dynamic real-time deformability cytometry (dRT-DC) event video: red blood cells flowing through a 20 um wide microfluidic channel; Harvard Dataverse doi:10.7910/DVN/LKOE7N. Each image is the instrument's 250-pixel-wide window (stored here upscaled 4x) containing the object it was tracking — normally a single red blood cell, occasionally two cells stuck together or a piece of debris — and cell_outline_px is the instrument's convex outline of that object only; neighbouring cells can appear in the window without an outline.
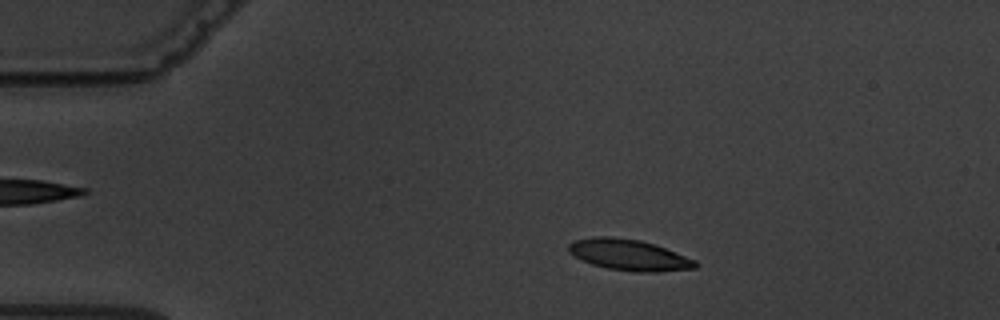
{"species": "common noctule bat (a hibernating species)", "species_latin": "Nyctalus noctula", "temperature_condition": "warm", "stored_images_in_passage": 8, "camera_frame_rate_fps": 3000, "um_per_image_px": 0.085, "animal": {"sex": "male", "body_mass_g": 19.5, "forearm_length_mm": 54.6}, "frame": {"image": 1, "passage_image": 2, "time_ms": 1.0, "image_size_px": [1000, 320], "cell_outline_px": [[696, 268], [656, 272], [636, 272], [608, 268], [592, 264], [580, 260], [568, 252], [568, 244], [572, 240], [592, 236], [612, 236], [640, 240], [664, 248], [696, 260]], "centroid_in_image_um": [53.39, 21.66], "position_along_channel_um": 31.6, "area_um2": 22.95}}
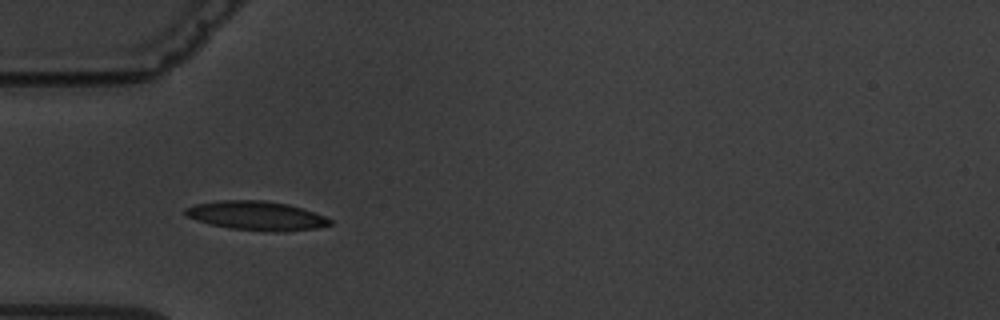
{"frame": {"image": 2, "passage_image": 4, "time_ms": 3.333, "image_size_px": [1000, 320], "cell_outline_px": [[332, 224], [316, 228], [284, 232], [264, 232], [232, 228], [212, 224], [196, 220], [188, 216], [184, 212], [184, 208], [196, 204], [216, 200], [264, 200], [288, 204], [324, 216], [332, 220]], "centroid_in_image_um": [21.8, 18.34], "position_along_channel_um": 63.2, "area_um2": 24.45}}
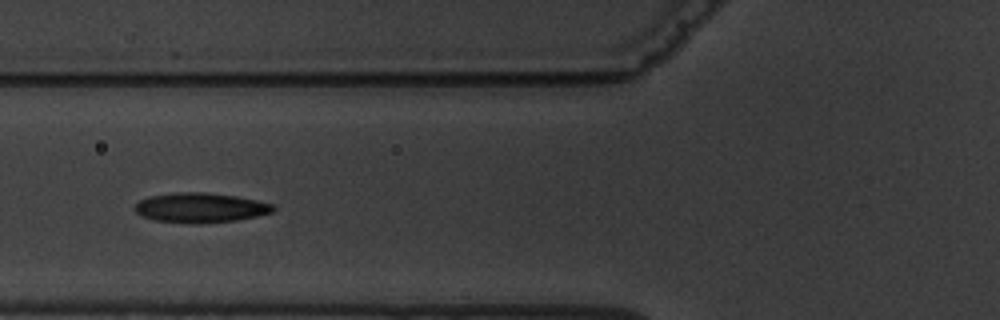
{"frame": {"image": 3, "passage_image": 5, "time_ms": 4.667, "image_size_px": [1000, 320], "cell_outline_px": [[276, 208], [272, 212], [256, 216], [236, 220], [196, 224], [156, 220], [144, 216], [136, 212], [132, 208], [140, 200], [148, 196], [176, 192], [208, 192], [236, 196], [256, 200], [272, 204]], "centroid_in_image_um": [17.02, 17.64], "position_along_channel_um": 108.8, "area_um2": 23.93}}